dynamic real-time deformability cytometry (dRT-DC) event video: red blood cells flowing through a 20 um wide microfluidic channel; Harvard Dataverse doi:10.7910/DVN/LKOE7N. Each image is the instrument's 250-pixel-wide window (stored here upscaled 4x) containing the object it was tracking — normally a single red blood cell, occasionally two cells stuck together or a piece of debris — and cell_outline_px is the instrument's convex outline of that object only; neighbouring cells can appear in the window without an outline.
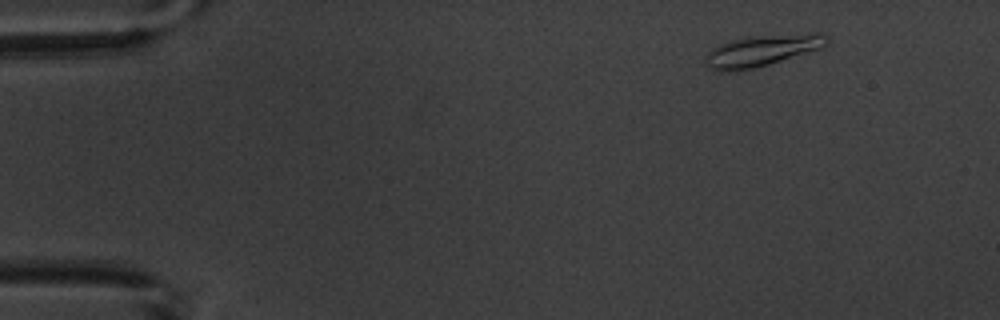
{"species": "common noctule bat (a hibernating species)", "species_latin": "Nyctalus noctula", "temperature_condition": "warm", "stored_images_in_passage": 5, "segment_of_instrument_passage": [2, 2], "camera_frame_rate_fps": 3000, "um_per_image_px": 0.085, "animal": {"sex": "male", "body_mass_g": 20.1, "forearm_length_mm": 53.5}, "frame": {"image": 1, "passage_image": 5, "time_ms": 4.667, "image_size_px": [1000, 320], "cell_outline_px": [[828, 44], [824, 48], [768, 64], [752, 68], [720, 72], [704, 64], [704, 60], [708, 52], [712, 48], [728, 40], [748, 36], [816, 32], [820, 32], [828, 36]], "centroid_in_image_um": [64.81, 4.26], "position_along_channel_um": 20.2, "area_um2": 22.43}}